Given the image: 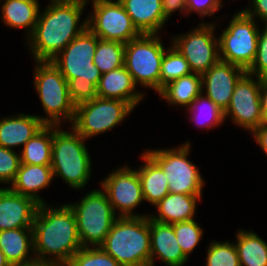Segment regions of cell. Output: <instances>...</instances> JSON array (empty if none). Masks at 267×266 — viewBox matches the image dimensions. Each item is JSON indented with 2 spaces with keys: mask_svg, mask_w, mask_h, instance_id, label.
<instances>
[{
  "mask_svg": "<svg viewBox=\"0 0 267 266\" xmlns=\"http://www.w3.org/2000/svg\"><path fill=\"white\" fill-rule=\"evenodd\" d=\"M32 231L33 250L37 260L66 266L82 248L76 218L68 204L55 208L47 203L40 204Z\"/></svg>",
  "mask_w": 267,
  "mask_h": 266,
  "instance_id": "1",
  "label": "cell"
},
{
  "mask_svg": "<svg viewBox=\"0 0 267 266\" xmlns=\"http://www.w3.org/2000/svg\"><path fill=\"white\" fill-rule=\"evenodd\" d=\"M88 1L77 0L40 11L34 31L25 42L35 61H51L87 28V18L81 24L80 19Z\"/></svg>",
  "mask_w": 267,
  "mask_h": 266,
  "instance_id": "2",
  "label": "cell"
},
{
  "mask_svg": "<svg viewBox=\"0 0 267 266\" xmlns=\"http://www.w3.org/2000/svg\"><path fill=\"white\" fill-rule=\"evenodd\" d=\"M100 38L86 28L51 61L68 82L75 106L97 97L101 72L93 63Z\"/></svg>",
  "mask_w": 267,
  "mask_h": 266,
  "instance_id": "3",
  "label": "cell"
},
{
  "mask_svg": "<svg viewBox=\"0 0 267 266\" xmlns=\"http://www.w3.org/2000/svg\"><path fill=\"white\" fill-rule=\"evenodd\" d=\"M100 247L121 266H150L149 216L118 217Z\"/></svg>",
  "mask_w": 267,
  "mask_h": 266,
  "instance_id": "4",
  "label": "cell"
},
{
  "mask_svg": "<svg viewBox=\"0 0 267 266\" xmlns=\"http://www.w3.org/2000/svg\"><path fill=\"white\" fill-rule=\"evenodd\" d=\"M53 125L51 168L53 176H60L75 190L84 188L91 177V157L85 138L72 126L64 131Z\"/></svg>",
  "mask_w": 267,
  "mask_h": 266,
  "instance_id": "5",
  "label": "cell"
},
{
  "mask_svg": "<svg viewBox=\"0 0 267 266\" xmlns=\"http://www.w3.org/2000/svg\"><path fill=\"white\" fill-rule=\"evenodd\" d=\"M35 62L33 84L46 114V117L38 118L45 125L61 126V122L65 120L71 124L76 106L70 99L67 80L52 61Z\"/></svg>",
  "mask_w": 267,
  "mask_h": 266,
  "instance_id": "6",
  "label": "cell"
},
{
  "mask_svg": "<svg viewBox=\"0 0 267 266\" xmlns=\"http://www.w3.org/2000/svg\"><path fill=\"white\" fill-rule=\"evenodd\" d=\"M68 205L75 215L82 247H100L118 218L106 193L95 189Z\"/></svg>",
  "mask_w": 267,
  "mask_h": 266,
  "instance_id": "7",
  "label": "cell"
},
{
  "mask_svg": "<svg viewBox=\"0 0 267 266\" xmlns=\"http://www.w3.org/2000/svg\"><path fill=\"white\" fill-rule=\"evenodd\" d=\"M166 48L158 34H141L125 44L124 66L134 83L160 91L161 62Z\"/></svg>",
  "mask_w": 267,
  "mask_h": 266,
  "instance_id": "8",
  "label": "cell"
},
{
  "mask_svg": "<svg viewBox=\"0 0 267 266\" xmlns=\"http://www.w3.org/2000/svg\"><path fill=\"white\" fill-rule=\"evenodd\" d=\"M218 37L220 60L245 69L255 61L260 28L256 20L243 10L232 17Z\"/></svg>",
  "mask_w": 267,
  "mask_h": 266,
  "instance_id": "9",
  "label": "cell"
},
{
  "mask_svg": "<svg viewBox=\"0 0 267 266\" xmlns=\"http://www.w3.org/2000/svg\"><path fill=\"white\" fill-rule=\"evenodd\" d=\"M178 148L151 149L145 151L164 171L169 193L202 195L204 179L198 167L188 160L190 141Z\"/></svg>",
  "mask_w": 267,
  "mask_h": 266,
  "instance_id": "10",
  "label": "cell"
},
{
  "mask_svg": "<svg viewBox=\"0 0 267 266\" xmlns=\"http://www.w3.org/2000/svg\"><path fill=\"white\" fill-rule=\"evenodd\" d=\"M132 110L134 108L125 101L96 97L75 107L71 125L88 140L120 125Z\"/></svg>",
  "mask_w": 267,
  "mask_h": 266,
  "instance_id": "11",
  "label": "cell"
},
{
  "mask_svg": "<svg viewBox=\"0 0 267 266\" xmlns=\"http://www.w3.org/2000/svg\"><path fill=\"white\" fill-rule=\"evenodd\" d=\"M91 2L93 11L87 17V28L100 39L126 44L141 35L119 0Z\"/></svg>",
  "mask_w": 267,
  "mask_h": 266,
  "instance_id": "12",
  "label": "cell"
},
{
  "mask_svg": "<svg viewBox=\"0 0 267 266\" xmlns=\"http://www.w3.org/2000/svg\"><path fill=\"white\" fill-rule=\"evenodd\" d=\"M214 23H200L190 32L172 37V45L184 56L193 73L203 75L220 60Z\"/></svg>",
  "mask_w": 267,
  "mask_h": 266,
  "instance_id": "13",
  "label": "cell"
},
{
  "mask_svg": "<svg viewBox=\"0 0 267 266\" xmlns=\"http://www.w3.org/2000/svg\"><path fill=\"white\" fill-rule=\"evenodd\" d=\"M256 79V80H255ZM247 72L236 83L231 101L224 119L232 118V123L252 133L264 123L260 103V92L263 78L255 77Z\"/></svg>",
  "mask_w": 267,
  "mask_h": 266,
  "instance_id": "14",
  "label": "cell"
},
{
  "mask_svg": "<svg viewBox=\"0 0 267 266\" xmlns=\"http://www.w3.org/2000/svg\"><path fill=\"white\" fill-rule=\"evenodd\" d=\"M115 170L105 177L100 184L114 212H117L116 215L118 217L149 216L148 214L138 215L132 212L144 200L137 169L133 170L125 165Z\"/></svg>",
  "mask_w": 267,
  "mask_h": 266,
  "instance_id": "15",
  "label": "cell"
},
{
  "mask_svg": "<svg viewBox=\"0 0 267 266\" xmlns=\"http://www.w3.org/2000/svg\"><path fill=\"white\" fill-rule=\"evenodd\" d=\"M247 71L240 66L219 60L202 75V88L223 112L230 104L234 88Z\"/></svg>",
  "mask_w": 267,
  "mask_h": 266,
  "instance_id": "16",
  "label": "cell"
},
{
  "mask_svg": "<svg viewBox=\"0 0 267 266\" xmlns=\"http://www.w3.org/2000/svg\"><path fill=\"white\" fill-rule=\"evenodd\" d=\"M38 204L30 197L15 193L7 187L0 188V231L32 228Z\"/></svg>",
  "mask_w": 267,
  "mask_h": 266,
  "instance_id": "17",
  "label": "cell"
},
{
  "mask_svg": "<svg viewBox=\"0 0 267 266\" xmlns=\"http://www.w3.org/2000/svg\"><path fill=\"white\" fill-rule=\"evenodd\" d=\"M149 228L150 266H155V259L157 258L166 266H183L189 261L177 242L172 224L160 223L149 217Z\"/></svg>",
  "mask_w": 267,
  "mask_h": 266,
  "instance_id": "18",
  "label": "cell"
},
{
  "mask_svg": "<svg viewBox=\"0 0 267 266\" xmlns=\"http://www.w3.org/2000/svg\"><path fill=\"white\" fill-rule=\"evenodd\" d=\"M136 87L131 74L125 66H122L101 75L97 86V97L119 99L135 109L145 94L138 92Z\"/></svg>",
  "mask_w": 267,
  "mask_h": 266,
  "instance_id": "19",
  "label": "cell"
},
{
  "mask_svg": "<svg viewBox=\"0 0 267 266\" xmlns=\"http://www.w3.org/2000/svg\"><path fill=\"white\" fill-rule=\"evenodd\" d=\"M44 126L38 115L5 116L0 120V146L8 149L24 146Z\"/></svg>",
  "mask_w": 267,
  "mask_h": 266,
  "instance_id": "20",
  "label": "cell"
},
{
  "mask_svg": "<svg viewBox=\"0 0 267 266\" xmlns=\"http://www.w3.org/2000/svg\"><path fill=\"white\" fill-rule=\"evenodd\" d=\"M53 178L51 165L20 164L16 177L8 188L32 198L38 204H45L47 202L39 196V192L49 187Z\"/></svg>",
  "mask_w": 267,
  "mask_h": 266,
  "instance_id": "21",
  "label": "cell"
},
{
  "mask_svg": "<svg viewBox=\"0 0 267 266\" xmlns=\"http://www.w3.org/2000/svg\"><path fill=\"white\" fill-rule=\"evenodd\" d=\"M141 34H159L165 22L162 0H119Z\"/></svg>",
  "mask_w": 267,
  "mask_h": 266,
  "instance_id": "22",
  "label": "cell"
},
{
  "mask_svg": "<svg viewBox=\"0 0 267 266\" xmlns=\"http://www.w3.org/2000/svg\"><path fill=\"white\" fill-rule=\"evenodd\" d=\"M202 195H186L180 193H168L155 207L157 215L149 214V217L157 222L173 224L194 220L197 202Z\"/></svg>",
  "mask_w": 267,
  "mask_h": 266,
  "instance_id": "23",
  "label": "cell"
},
{
  "mask_svg": "<svg viewBox=\"0 0 267 266\" xmlns=\"http://www.w3.org/2000/svg\"><path fill=\"white\" fill-rule=\"evenodd\" d=\"M0 249L10 265L24 264L35 260L32 228L0 231Z\"/></svg>",
  "mask_w": 267,
  "mask_h": 266,
  "instance_id": "24",
  "label": "cell"
},
{
  "mask_svg": "<svg viewBox=\"0 0 267 266\" xmlns=\"http://www.w3.org/2000/svg\"><path fill=\"white\" fill-rule=\"evenodd\" d=\"M2 22L10 28L26 29L28 38L34 31L40 13L39 0H0Z\"/></svg>",
  "mask_w": 267,
  "mask_h": 266,
  "instance_id": "25",
  "label": "cell"
},
{
  "mask_svg": "<svg viewBox=\"0 0 267 266\" xmlns=\"http://www.w3.org/2000/svg\"><path fill=\"white\" fill-rule=\"evenodd\" d=\"M144 165L137 170L144 201L155 206L168 193V181L162 168L146 153L140 155Z\"/></svg>",
  "mask_w": 267,
  "mask_h": 266,
  "instance_id": "26",
  "label": "cell"
},
{
  "mask_svg": "<svg viewBox=\"0 0 267 266\" xmlns=\"http://www.w3.org/2000/svg\"><path fill=\"white\" fill-rule=\"evenodd\" d=\"M203 91L202 75L192 72L167 83L158 93L169 104L187 108Z\"/></svg>",
  "mask_w": 267,
  "mask_h": 266,
  "instance_id": "27",
  "label": "cell"
},
{
  "mask_svg": "<svg viewBox=\"0 0 267 266\" xmlns=\"http://www.w3.org/2000/svg\"><path fill=\"white\" fill-rule=\"evenodd\" d=\"M235 247L240 266H267V243L252 230L239 229Z\"/></svg>",
  "mask_w": 267,
  "mask_h": 266,
  "instance_id": "28",
  "label": "cell"
},
{
  "mask_svg": "<svg viewBox=\"0 0 267 266\" xmlns=\"http://www.w3.org/2000/svg\"><path fill=\"white\" fill-rule=\"evenodd\" d=\"M53 125H45L19 150L21 164L51 165Z\"/></svg>",
  "mask_w": 267,
  "mask_h": 266,
  "instance_id": "29",
  "label": "cell"
},
{
  "mask_svg": "<svg viewBox=\"0 0 267 266\" xmlns=\"http://www.w3.org/2000/svg\"><path fill=\"white\" fill-rule=\"evenodd\" d=\"M125 44L119 41L98 40L93 63L101 74L124 66Z\"/></svg>",
  "mask_w": 267,
  "mask_h": 266,
  "instance_id": "30",
  "label": "cell"
},
{
  "mask_svg": "<svg viewBox=\"0 0 267 266\" xmlns=\"http://www.w3.org/2000/svg\"><path fill=\"white\" fill-rule=\"evenodd\" d=\"M187 111L192 114L190 121H194L201 128L204 127L208 130L221 125L225 120L224 112L203 92L187 107ZM203 112L207 113H205L207 118L204 116L200 118V115H204Z\"/></svg>",
  "mask_w": 267,
  "mask_h": 266,
  "instance_id": "31",
  "label": "cell"
},
{
  "mask_svg": "<svg viewBox=\"0 0 267 266\" xmlns=\"http://www.w3.org/2000/svg\"><path fill=\"white\" fill-rule=\"evenodd\" d=\"M191 73L192 71L189 67V63L187 62V60L171 44V46L165 50L161 62L160 90L167 83L176 80L182 76L189 75Z\"/></svg>",
  "mask_w": 267,
  "mask_h": 266,
  "instance_id": "32",
  "label": "cell"
},
{
  "mask_svg": "<svg viewBox=\"0 0 267 266\" xmlns=\"http://www.w3.org/2000/svg\"><path fill=\"white\" fill-rule=\"evenodd\" d=\"M173 230L177 239V242L183 252V254L189 259L195 247L203 238V230L196 220L173 223Z\"/></svg>",
  "mask_w": 267,
  "mask_h": 266,
  "instance_id": "33",
  "label": "cell"
},
{
  "mask_svg": "<svg viewBox=\"0 0 267 266\" xmlns=\"http://www.w3.org/2000/svg\"><path fill=\"white\" fill-rule=\"evenodd\" d=\"M206 256V266H240L235 244L229 242L211 241Z\"/></svg>",
  "mask_w": 267,
  "mask_h": 266,
  "instance_id": "34",
  "label": "cell"
},
{
  "mask_svg": "<svg viewBox=\"0 0 267 266\" xmlns=\"http://www.w3.org/2000/svg\"><path fill=\"white\" fill-rule=\"evenodd\" d=\"M66 266H121L101 247H82Z\"/></svg>",
  "mask_w": 267,
  "mask_h": 266,
  "instance_id": "35",
  "label": "cell"
},
{
  "mask_svg": "<svg viewBox=\"0 0 267 266\" xmlns=\"http://www.w3.org/2000/svg\"><path fill=\"white\" fill-rule=\"evenodd\" d=\"M20 154L13 149L0 146V184L14 181L20 166Z\"/></svg>",
  "mask_w": 267,
  "mask_h": 266,
  "instance_id": "36",
  "label": "cell"
},
{
  "mask_svg": "<svg viewBox=\"0 0 267 266\" xmlns=\"http://www.w3.org/2000/svg\"><path fill=\"white\" fill-rule=\"evenodd\" d=\"M247 73L254 77L267 79V24H264L262 31L260 29L255 61Z\"/></svg>",
  "mask_w": 267,
  "mask_h": 266,
  "instance_id": "37",
  "label": "cell"
},
{
  "mask_svg": "<svg viewBox=\"0 0 267 266\" xmlns=\"http://www.w3.org/2000/svg\"><path fill=\"white\" fill-rule=\"evenodd\" d=\"M187 16L193 12L199 14V17L213 16L220 10V6L214 0H188L186 3Z\"/></svg>",
  "mask_w": 267,
  "mask_h": 266,
  "instance_id": "38",
  "label": "cell"
},
{
  "mask_svg": "<svg viewBox=\"0 0 267 266\" xmlns=\"http://www.w3.org/2000/svg\"><path fill=\"white\" fill-rule=\"evenodd\" d=\"M250 8L242 9L248 16L267 24V0H251ZM256 17V18H255Z\"/></svg>",
  "mask_w": 267,
  "mask_h": 266,
  "instance_id": "39",
  "label": "cell"
},
{
  "mask_svg": "<svg viewBox=\"0 0 267 266\" xmlns=\"http://www.w3.org/2000/svg\"><path fill=\"white\" fill-rule=\"evenodd\" d=\"M163 16L166 21L171 17L175 11L187 13L186 2L184 0H162Z\"/></svg>",
  "mask_w": 267,
  "mask_h": 266,
  "instance_id": "40",
  "label": "cell"
},
{
  "mask_svg": "<svg viewBox=\"0 0 267 266\" xmlns=\"http://www.w3.org/2000/svg\"><path fill=\"white\" fill-rule=\"evenodd\" d=\"M254 140L267 155V122H264L252 132Z\"/></svg>",
  "mask_w": 267,
  "mask_h": 266,
  "instance_id": "41",
  "label": "cell"
},
{
  "mask_svg": "<svg viewBox=\"0 0 267 266\" xmlns=\"http://www.w3.org/2000/svg\"><path fill=\"white\" fill-rule=\"evenodd\" d=\"M260 103L262 108V114L264 117V122H267V79L262 80Z\"/></svg>",
  "mask_w": 267,
  "mask_h": 266,
  "instance_id": "42",
  "label": "cell"
},
{
  "mask_svg": "<svg viewBox=\"0 0 267 266\" xmlns=\"http://www.w3.org/2000/svg\"><path fill=\"white\" fill-rule=\"evenodd\" d=\"M11 266H57V265H55L53 263L44 262V261L35 259V260L28 262V263L11 265Z\"/></svg>",
  "mask_w": 267,
  "mask_h": 266,
  "instance_id": "43",
  "label": "cell"
},
{
  "mask_svg": "<svg viewBox=\"0 0 267 266\" xmlns=\"http://www.w3.org/2000/svg\"><path fill=\"white\" fill-rule=\"evenodd\" d=\"M74 1H77V0H50V2L48 3V5L46 7L67 5V4H70Z\"/></svg>",
  "mask_w": 267,
  "mask_h": 266,
  "instance_id": "44",
  "label": "cell"
},
{
  "mask_svg": "<svg viewBox=\"0 0 267 266\" xmlns=\"http://www.w3.org/2000/svg\"><path fill=\"white\" fill-rule=\"evenodd\" d=\"M0 266H11L7 261L5 254L0 249Z\"/></svg>",
  "mask_w": 267,
  "mask_h": 266,
  "instance_id": "45",
  "label": "cell"
},
{
  "mask_svg": "<svg viewBox=\"0 0 267 266\" xmlns=\"http://www.w3.org/2000/svg\"><path fill=\"white\" fill-rule=\"evenodd\" d=\"M220 7L223 6V1L222 0H214Z\"/></svg>",
  "mask_w": 267,
  "mask_h": 266,
  "instance_id": "46",
  "label": "cell"
}]
</instances>
